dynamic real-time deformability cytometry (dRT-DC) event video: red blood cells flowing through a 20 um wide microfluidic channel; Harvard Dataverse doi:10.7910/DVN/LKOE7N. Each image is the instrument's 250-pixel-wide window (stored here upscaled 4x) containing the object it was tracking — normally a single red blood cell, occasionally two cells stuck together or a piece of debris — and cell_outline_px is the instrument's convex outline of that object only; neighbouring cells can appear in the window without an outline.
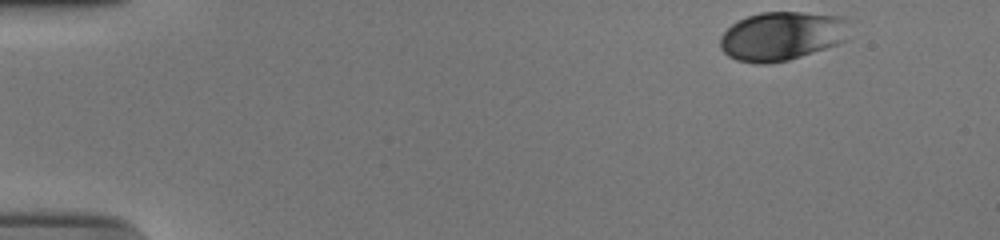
{"species": "human", "species_latin": "Homo sapiens", "temperature_condition": "cold", "stored_images_in_passage": 43, "camera_frame_rate_fps": 3000, "um_per_image_px": 0.085, "donor": {"sex": "male"}, "frame": {"image": 1, "passage_image": 1, "time_ms": 0.0, "image_size_px": [1000, 240], "cell_outline_px": [[848, 40], [788, 60], [768, 64], [756, 64], [736, 60], [728, 56], [720, 48], [720, 36], [732, 24], [748, 16], [760, 12], [800, 12], [848, 16]], "centroid_in_image_um": [66.48, 3.05], "position_along_channel_um": 18.5, "area_um2": 37.05}}
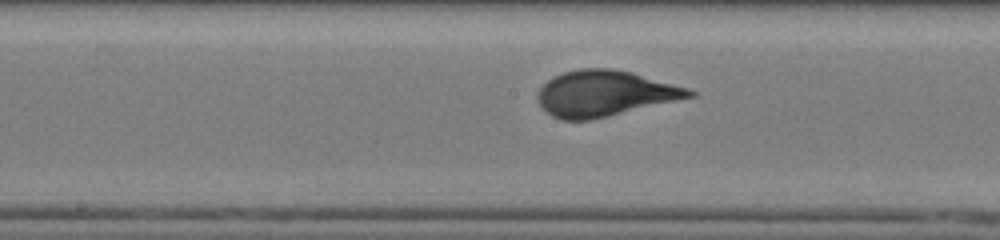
{"frame": {"image": 2, "passage_image": 25, "time_ms": 8.0, "image_size_px": [1000, 240], "cell_outline_px": [[696, 96], [608, 116], [588, 120], [564, 120], [552, 116], [544, 112], [536, 96], [540, 88], [548, 80], [564, 72], [580, 68], [612, 68], [632, 72], [688, 88], [696, 92]], "centroid_in_image_um": [51.39, 7.94], "position_along_channel_um": 196.8, "area_um2": 40.29}}
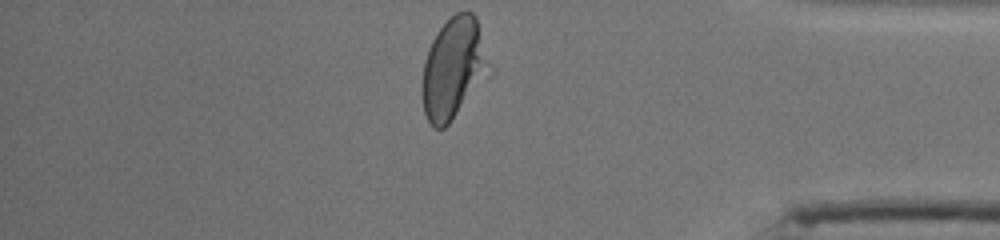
{"frame": {"image": 3, "passage_image": 43, "time_ms": 14.0, "image_size_px": [1000, 240], "cell_outline_px": [[492, 72], [448, 124], [444, 128], [432, 128], [424, 112], [424, 64], [428, 48], [436, 32], [456, 12], [472, 12], [476, 16], [492, 68]], "centroid_in_image_um": [38.6, 5.79], "position_along_channel_um": 396.6, "area_um2": 39.07}, "authors_computed_cell_mechanics": {"area_um2": 38.9572, "velocity_mm_per_s": 3.7444, "shape_relaxation_time_tau1_ms": 3.7144, "shape_relaxation_time_tau2_ms": null, "deformation_change_tau1": 0.1623, "deformation_change_tau2": null}}